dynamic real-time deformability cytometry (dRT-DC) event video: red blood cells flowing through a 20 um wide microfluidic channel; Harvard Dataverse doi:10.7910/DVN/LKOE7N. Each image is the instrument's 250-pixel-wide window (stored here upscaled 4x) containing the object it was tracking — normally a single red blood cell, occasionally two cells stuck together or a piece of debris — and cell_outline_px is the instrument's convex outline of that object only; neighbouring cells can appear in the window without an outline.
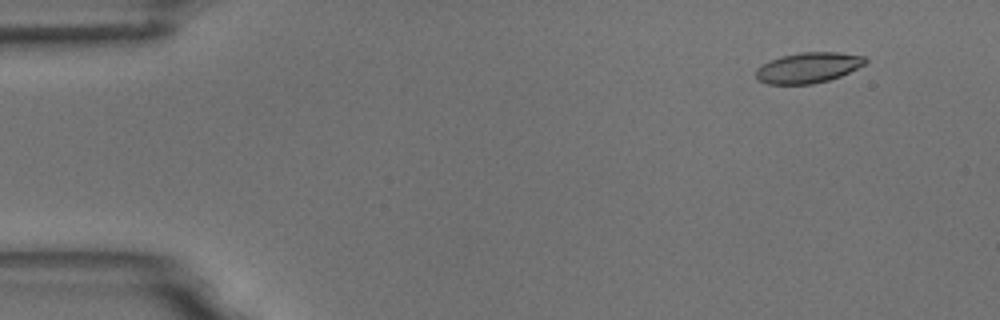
{"species": "common noctule bat (a hibernating species)", "species_latin": "Nyctalus noctula", "temperature_condition": "room temperature", "stored_images_in_passage": 54, "camera_frame_rate_fps": 3000, "um_per_image_px": 0.085, "animal": {"sex": "male", "body_mass_g": 18.8}, "frame": {"image": 1, "passage_image": 5, "time_ms": 1.333, "image_size_px": [1000, 320], "cell_outline_px": [[868, 60], [864, 64], [840, 76], [828, 80], [812, 84], [768, 84], [760, 80], [756, 76], [756, 68], [780, 56], [800, 52], [840, 52], [864, 56]], "centroid_in_image_um": [68.7, 5.74], "position_along_channel_um": 16.3, "area_um2": 19.25}}
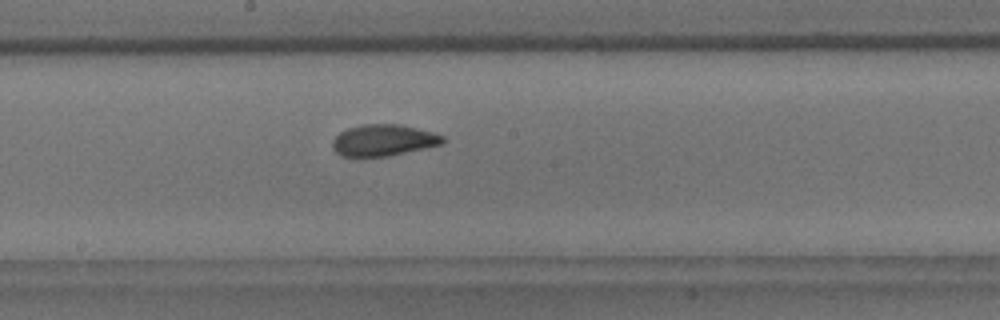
{"frame": {"image": 2, "passage_image": 29, "time_ms": 9.333, "image_size_px": [1000, 320], "cell_outline_px": [[444, 140], [440, 144], [424, 148], [388, 156], [364, 160], [340, 156], [332, 148], [332, 140], [340, 132], [348, 128], [364, 124], [400, 124], [432, 132], [444, 136]], "centroid_in_image_um": [32.5, 11.96], "position_along_channel_um": 215.7, "area_um2": 20.69}}
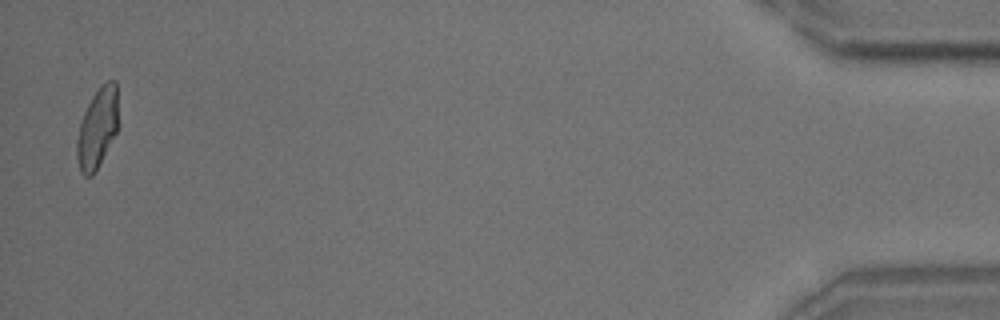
{"frame": {"image": 3, "passage_image": 53, "time_ms": 17.333, "image_size_px": [1000, 320], "cell_outline_px": [[116, 132], [96, 172], [92, 176], [84, 176], [80, 172], [76, 156], [76, 140], [80, 124], [84, 112], [92, 96], [100, 84], [108, 80], [116, 80]], "centroid_in_image_um": [8.24, 10.92], "position_along_channel_um": 427.0, "area_um2": 19.13}, "authors_computed_cell_mechanics": {"area_um2": 20.1144, "velocity_mm_per_s": 3.7551, "shape_relaxation_time_tau1_ms": 3.4427, "shape_relaxation_time_tau2_ms": 1.2592, "deformation_change_tau1": 0.1594, "deformation_change_tau2": 0.0805}}